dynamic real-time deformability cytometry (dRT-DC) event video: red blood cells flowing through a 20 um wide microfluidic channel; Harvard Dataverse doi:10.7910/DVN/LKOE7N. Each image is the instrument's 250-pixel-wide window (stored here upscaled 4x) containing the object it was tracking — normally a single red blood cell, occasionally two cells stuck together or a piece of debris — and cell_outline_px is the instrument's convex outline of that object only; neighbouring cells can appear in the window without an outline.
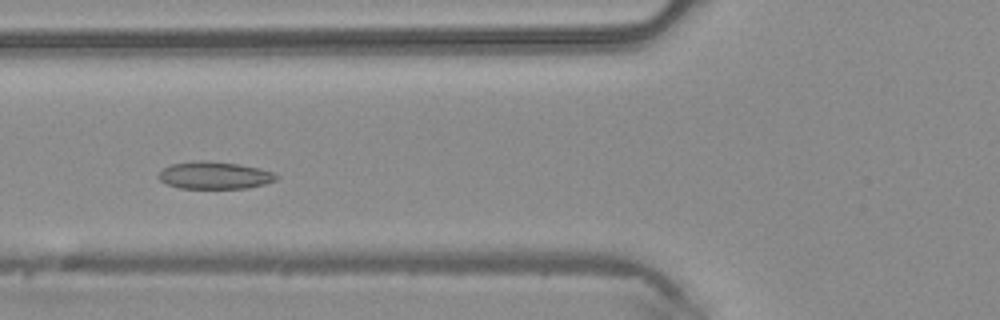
{"species": "common noctule bat (a hibernating species)", "species_latin": "Nyctalus noctula", "temperature_condition": "warm", "stored_images_in_passage": 44, "camera_frame_rate_fps": 3000, "um_per_image_px": 0.085, "animal": {"sex": "male", "body_mass_g": 20.4}, "frame": {"image": 1, "passage_image": 15, "time_ms": 4.667, "image_size_px": [1000, 320], "cell_outline_px": [[280, 176], [276, 180], [264, 184], [248, 188], [180, 188], [168, 184], [160, 180], [156, 176], [164, 168], [172, 164], [196, 160], [204, 160], [240, 164], [260, 168], [272, 172]], "centroid_in_image_um": [18.25, 14.9], "position_along_channel_um": 107.5, "area_um2": 18.79}}
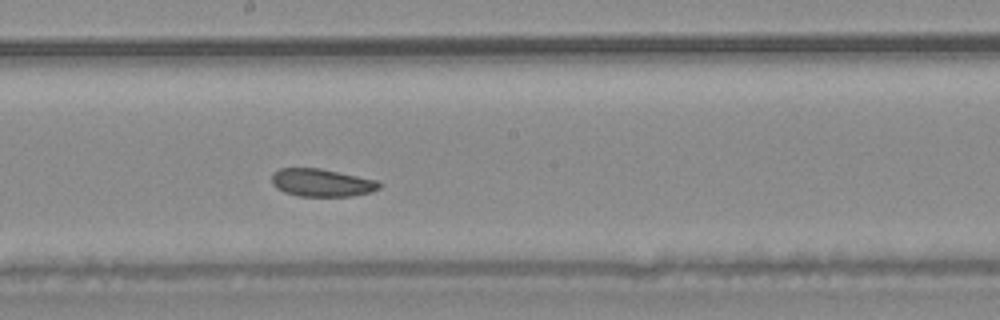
{"frame": {"image": 2, "passage_image": 23, "time_ms": 7.333, "image_size_px": [1000, 320], "cell_outline_px": [[380, 188], [368, 192], [352, 196], [300, 196], [284, 192], [276, 188], [272, 184], [272, 172], [280, 168], [320, 168], [376, 180], [380, 184]], "centroid_in_image_um": [27.29, 15.52], "position_along_channel_um": 220.9, "area_um2": 17.28}}
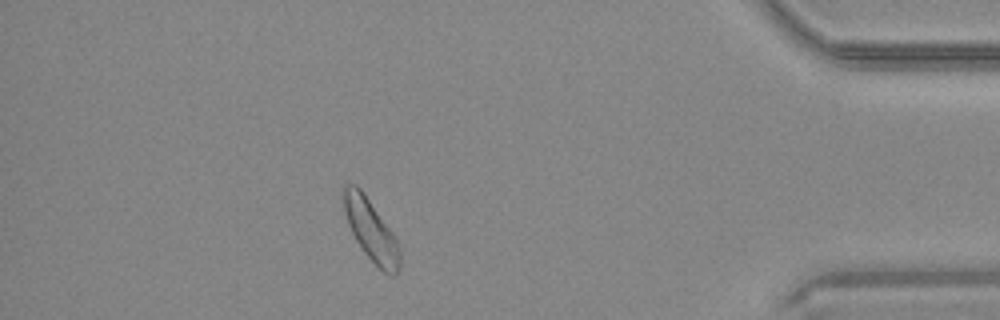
{"frame": {"image": 3, "passage_image": 39, "time_ms": 12.667, "image_size_px": [1000, 320], "cell_outline_px": [[400, 268], [396, 276], [384, 272], [364, 252], [356, 240], [348, 224], [344, 212], [340, 196], [340, 188], [344, 184], [356, 184], [364, 192], [392, 232], [396, 240], [400, 252]], "centroid_in_image_um": [31.48, 19.49], "position_along_channel_um": 403.7, "area_um2": 20.29}}